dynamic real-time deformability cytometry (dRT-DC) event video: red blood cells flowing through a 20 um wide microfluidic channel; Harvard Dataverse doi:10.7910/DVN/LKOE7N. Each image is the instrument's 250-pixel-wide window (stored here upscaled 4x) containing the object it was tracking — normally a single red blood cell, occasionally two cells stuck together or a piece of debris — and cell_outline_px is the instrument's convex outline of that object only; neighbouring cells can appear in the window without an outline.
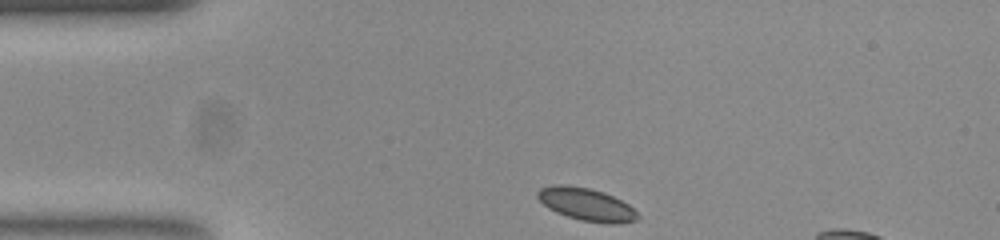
{"species": "common noctule bat (a hibernating species)", "species_latin": "Nyctalus noctula", "temperature_condition": "room temperature", "stored_images_in_passage": 34, "camera_frame_rate_fps": 3000, "um_per_image_px": 0.085, "animal": {"sex": "female", "body_mass_g": 23.0, "forearm_length_mm": 53.4}, "frame": {"image": 1, "passage_image": 1, "time_ms": 0.0, "image_size_px": [1000, 240], "cell_outline_px": [[640, 216], [636, 220], [616, 224], [608, 224], [580, 220], [556, 212], [548, 208], [536, 196], [536, 192], [540, 188], [560, 184], [564, 184], [588, 188], [604, 192], [628, 204]], "centroid_in_image_um": [49.84, 17.37], "position_along_channel_um": 35.2, "area_um2": 18.9}}
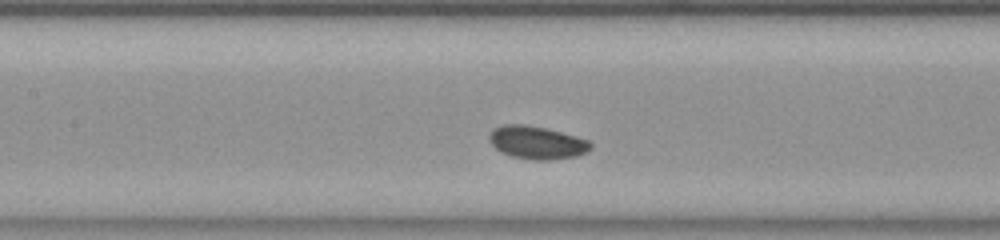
{"frame": {"image": 2, "passage_image": 14, "time_ms": 4.333, "image_size_px": [1000, 240], "cell_outline_px": [[592, 148], [588, 152], [576, 156], [548, 160], [532, 160], [512, 156], [496, 148], [488, 140], [492, 132], [496, 128], [504, 124], [524, 124], [544, 128], [576, 136], [588, 140], [592, 144]], "centroid_in_image_um": [45.68, 12.12], "position_along_channel_um": 161.7, "area_um2": 19.19}}
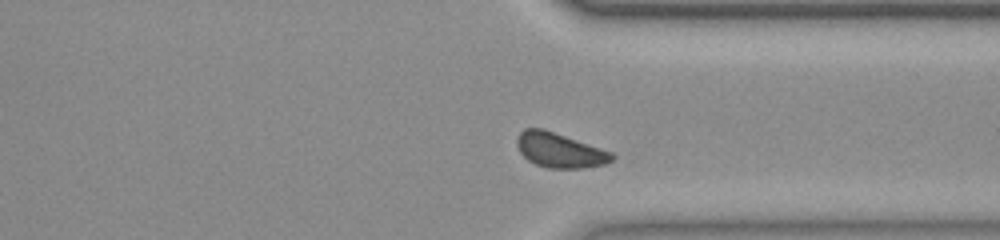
{"frame": {"image": 3, "passage_image": 30, "time_ms": 9.667, "image_size_px": [1000, 240], "cell_outline_px": [[616, 156], [612, 160], [604, 164], [584, 168], [548, 168], [536, 164], [528, 160], [520, 152], [516, 144], [516, 140], [520, 132], [524, 128], [544, 128], [612, 152]], "centroid_in_image_um": [47.56, 12.76], "position_along_channel_um": 363.8, "area_um2": 19.25}}